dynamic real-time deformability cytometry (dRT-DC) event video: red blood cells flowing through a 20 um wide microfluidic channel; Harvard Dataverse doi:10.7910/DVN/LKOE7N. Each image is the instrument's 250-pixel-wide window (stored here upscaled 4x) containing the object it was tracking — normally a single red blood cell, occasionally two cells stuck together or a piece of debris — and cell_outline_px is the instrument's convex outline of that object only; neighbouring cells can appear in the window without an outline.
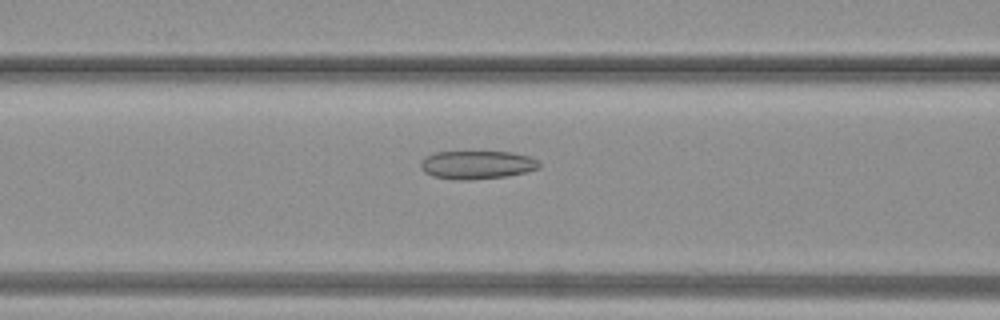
{"species": "common noctule bat (a hibernating species)", "species_latin": "Nyctalus noctula", "temperature_condition": "warm", "stored_images_in_passage": 39, "camera_frame_rate_fps": 3000, "um_per_image_px": 0.085, "animal": {"sex": "female", "body_mass_g": 19.3, "forearm_length_mm": 54.1}, "frame": {"image": 1, "passage_image": 16, "time_ms": 5.0, "image_size_px": [1000, 320], "cell_outline_px": [[540, 168], [524, 172], [504, 176], [468, 180], [456, 180], [432, 176], [424, 172], [420, 168], [420, 160], [424, 156], [436, 152], [512, 152], [528, 156], [536, 160], [540, 164]], "centroid_in_image_um": [40.48, 14.01], "position_along_channel_um": 126.1, "area_um2": 19.54}}
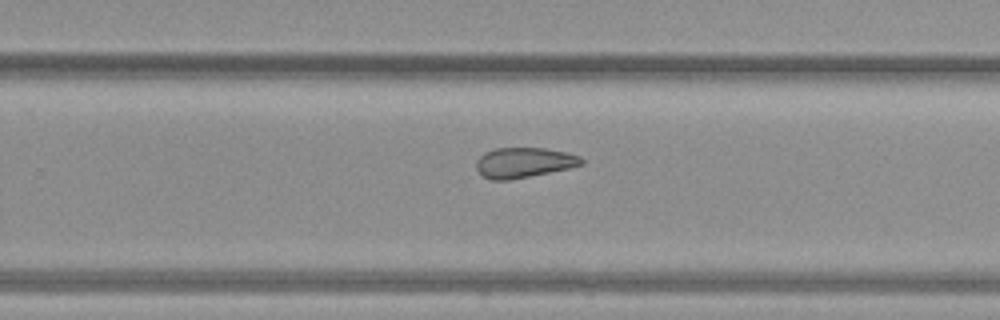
{"frame": {"image": 2, "passage_image": 25, "time_ms": 8.0, "image_size_px": [1000, 320], "cell_outline_px": [[584, 164], [568, 168], [508, 180], [492, 180], [484, 176], [476, 168], [476, 160], [484, 152], [496, 148], [544, 148], [564, 152], [580, 156], [584, 160]], "centroid_in_image_um": [44.51, 13.81], "position_along_channel_um": 285.3, "area_um2": 18.26}}
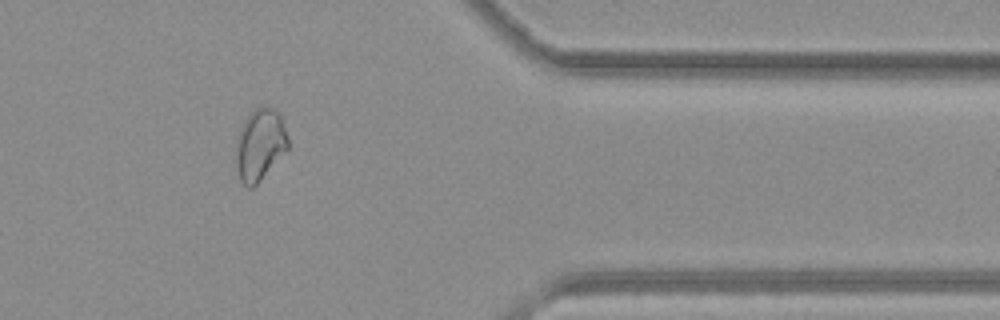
{"frame": {"image": 3, "passage_image": 32, "time_ms": 10.333, "image_size_px": [1000, 320], "cell_outline_px": [[288, 148], [260, 180], [252, 188], [248, 188], [240, 180], [236, 168], [236, 152], [240, 128], [244, 120], [260, 104], [272, 108], [280, 116], [288, 140]], "centroid_in_image_um": [22.08, 12.3], "position_along_channel_um": 389.3, "area_um2": 21.27}}